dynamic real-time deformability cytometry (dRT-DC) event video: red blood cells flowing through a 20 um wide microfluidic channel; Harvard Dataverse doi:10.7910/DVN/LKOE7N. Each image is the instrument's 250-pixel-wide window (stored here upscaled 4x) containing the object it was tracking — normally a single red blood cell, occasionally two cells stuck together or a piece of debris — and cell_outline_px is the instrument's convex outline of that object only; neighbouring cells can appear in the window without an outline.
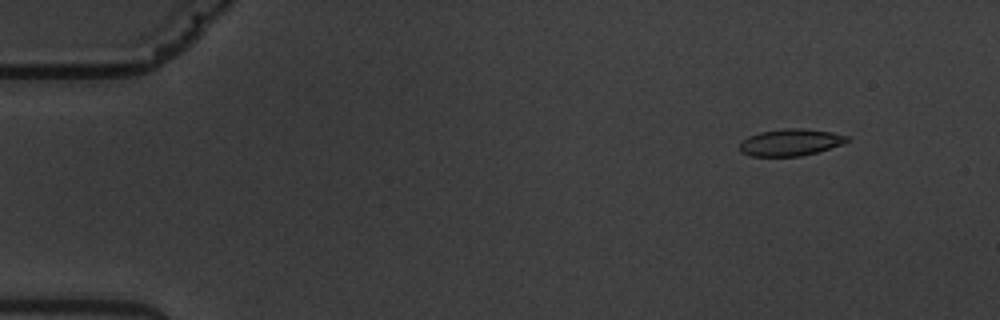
{"species": "common noctule bat (a hibernating species)", "species_latin": "Nyctalus noctula", "temperature_condition": "warm", "stored_images_in_passage": 15, "camera_frame_rate_fps": 3000, "um_per_image_px": 0.085, "animal": {"sex": "male", "body_mass_g": 19.5, "forearm_length_mm": 54.6}, "frame": {"image": 1, "passage_image": 2, "time_ms": 1.0, "image_size_px": [1000, 320], "cell_outline_px": [[848, 140], [840, 144], [816, 152], [800, 156], [752, 156], [740, 152], [740, 144], [748, 136], [760, 132], [784, 128], [800, 128], [832, 132], [848, 136]], "centroid_in_image_um": [67.15, 12.09], "position_along_channel_um": 17.8, "area_um2": 16.53}}
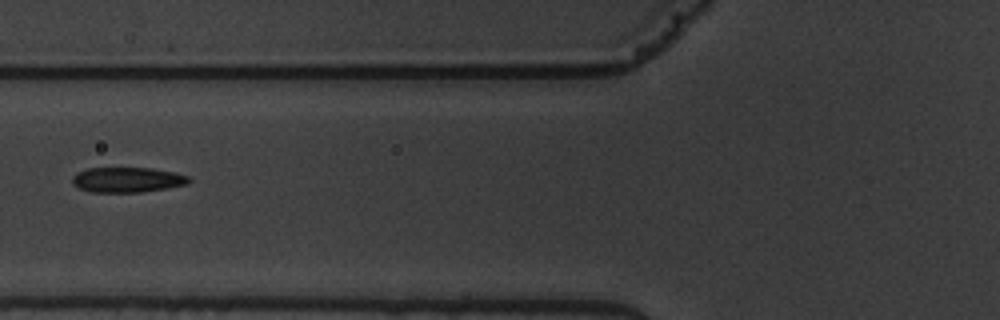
{"frame": {"image": 2, "passage_image": 6, "time_ms": 6.667, "image_size_px": [1000, 320], "cell_outline_px": [[192, 180], [188, 184], [168, 188], [140, 192], [92, 192], [80, 188], [72, 184], [72, 176], [76, 172], [88, 168], [152, 168], [176, 172], [188, 176]], "centroid_in_image_um": [10.84, 15.27], "position_along_channel_um": 115.0, "area_um2": 17.22}}
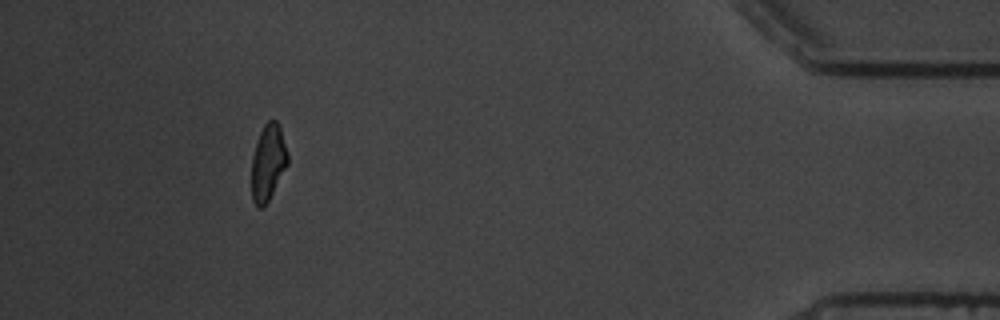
{"frame": {"image": 3, "passage_image": 14, "time_ms": 16.667, "image_size_px": [1000, 320], "cell_outline_px": [[288, 164], [268, 200], [260, 208], [252, 200], [252, 156], [256, 140], [264, 124], [268, 120], [276, 120], [280, 128], [288, 152]], "centroid_in_image_um": [22.78, 13.76], "position_along_channel_um": 412.4, "area_um2": 15.84}, "authors_computed_cell_mechanics": {"area_um2": 17.051, "velocity_mm_per_s": 3.549, "shape_relaxation_time_tau1_ms": 4.832, "shape_relaxation_time_tau2_ms": 1.02, "deformation_change_tau1": 0.1518, "deformation_change_tau2": 0.0581}}